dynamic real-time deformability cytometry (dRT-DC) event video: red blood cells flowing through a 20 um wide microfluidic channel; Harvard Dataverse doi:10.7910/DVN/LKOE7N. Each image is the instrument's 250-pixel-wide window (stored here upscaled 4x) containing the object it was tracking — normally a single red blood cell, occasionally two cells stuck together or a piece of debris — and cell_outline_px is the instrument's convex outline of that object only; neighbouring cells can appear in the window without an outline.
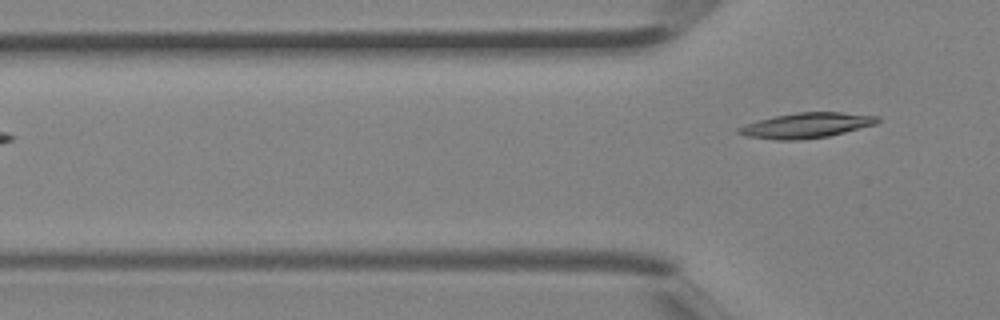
{"species": "Egyptian fruit bat (a non-hibernating species)", "species_latin": "Rousettus aegyptiacus", "temperature_condition": "room temperature", "stored_images_in_passage": 6, "segment_of_instrument_passage": [2, 2], "camera_frame_rate_fps": 3000, "um_per_image_px": 0.085, "animal": {"sex": "female"}, "frame": {"image": 1, "passage_image": 6, "time_ms": 1.667, "image_size_px": [1000, 320], "cell_outline_px": [[880, 120], [876, 124], [828, 136], [796, 140], [776, 140], [748, 136], [736, 132], [736, 128], [744, 124], [776, 116], [796, 112], [840, 112], [880, 116]], "centroid_in_image_um": [68.54, 10.65], "position_along_channel_um": 57.3, "area_um2": 20.23}}